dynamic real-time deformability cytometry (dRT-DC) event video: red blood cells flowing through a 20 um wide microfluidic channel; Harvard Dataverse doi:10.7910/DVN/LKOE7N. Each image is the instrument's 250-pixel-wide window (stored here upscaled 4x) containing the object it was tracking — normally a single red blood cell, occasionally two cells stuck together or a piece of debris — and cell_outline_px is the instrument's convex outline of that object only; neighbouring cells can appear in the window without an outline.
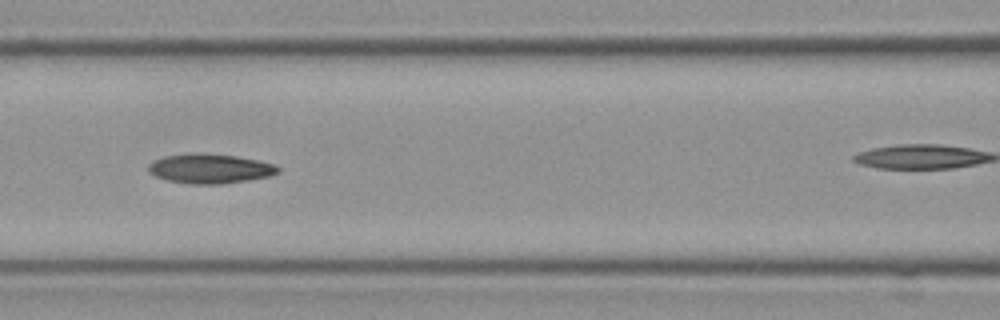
{"species": "Egyptian fruit bat (a non-hibernating species)", "species_latin": "Rousettus aegyptiacus", "temperature_condition": "cold", "stored_images_in_passage": 10, "camera_frame_rate_fps": 3000, "um_per_image_px": 0.085, "frame": {"image": 1, "passage_image": 7, "time_ms": 2.0, "image_size_px": [1000, 320], "cell_outline_px": [[280, 172], [268, 176], [220, 184], [188, 184], [168, 180], [156, 176], [148, 172], [148, 164], [152, 160], [164, 156], [200, 152], [236, 156], [276, 164], [280, 168]], "centroid_in_image_um": [17.81, 14.32], "position_along_channel_um": 148.8, "area_um2": 22.31}}